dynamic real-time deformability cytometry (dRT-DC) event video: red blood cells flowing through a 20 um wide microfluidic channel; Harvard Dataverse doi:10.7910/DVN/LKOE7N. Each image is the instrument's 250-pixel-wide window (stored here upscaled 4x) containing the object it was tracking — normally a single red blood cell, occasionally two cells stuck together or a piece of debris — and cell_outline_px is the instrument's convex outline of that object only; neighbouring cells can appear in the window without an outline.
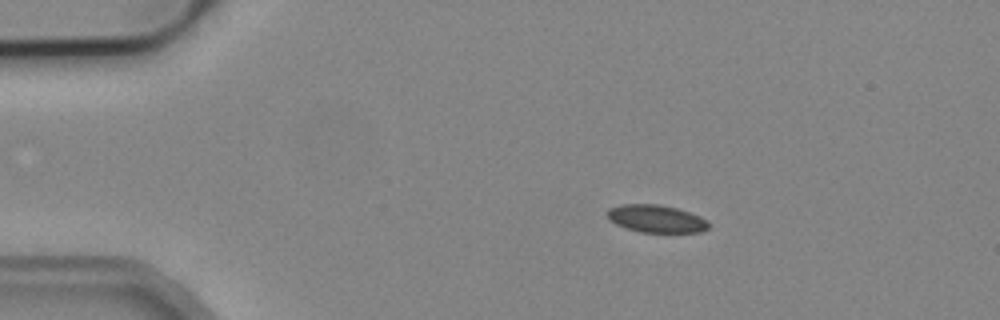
{"species": "common noctule bat (a hibernating species)", "species_latin": "Nyctalus noctula", "temperature_condition": "cold", "stored_images_in_passage": 4, "camera_frame_rate_fps": 3000, "um_per_image_px": 0.085, "animal": {"sex": "male", "body_mass_g": 19.2, "forearm_length_mm": 51.8}, "frame": {"image": 1, "passage_image": 2, "time_ms": 1.333, "image_size_px": [1000, 320], "cell_outline_px": [[708, 228], [700, 232], [640, 232], [616, 224], [608, 220], [608, 208], [620, 204], [660, 204], [676, 208], [700, 216], [708, 220]], "centroid_in_image_um": [55.76, 18.58], "position_along_channel_um": 29.2, "area_um2": 16.24}}
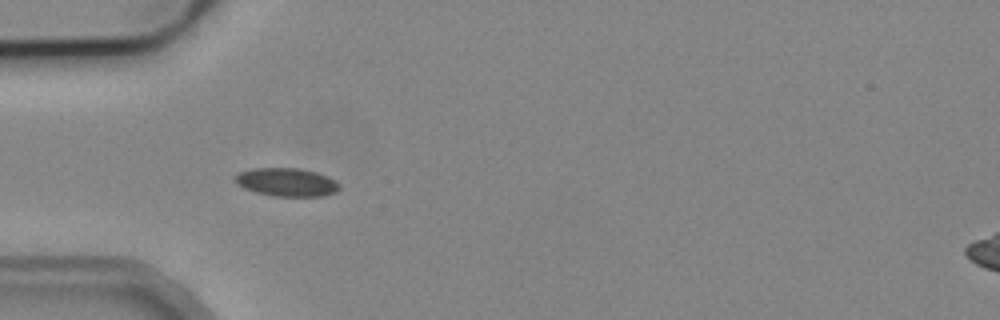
{"frame": {"image": 2, "passage_image": 4, "time_ms": 3.667, "image_size_px": [1000, 320], "cell_outline_px": [[340, 188], [336, 192], [324, 196], [272, 196], [256, 192], [244, 188], [236, 184], [236, 176], [240, 172], [252, 168], [300, 168], [316, 172], [328, 176], [336, 180], [340, 184]], "centroid_in_image_um": [24.41, 15.48], "position_along_channel_um": 60.6, "area_um2": 17.28}}